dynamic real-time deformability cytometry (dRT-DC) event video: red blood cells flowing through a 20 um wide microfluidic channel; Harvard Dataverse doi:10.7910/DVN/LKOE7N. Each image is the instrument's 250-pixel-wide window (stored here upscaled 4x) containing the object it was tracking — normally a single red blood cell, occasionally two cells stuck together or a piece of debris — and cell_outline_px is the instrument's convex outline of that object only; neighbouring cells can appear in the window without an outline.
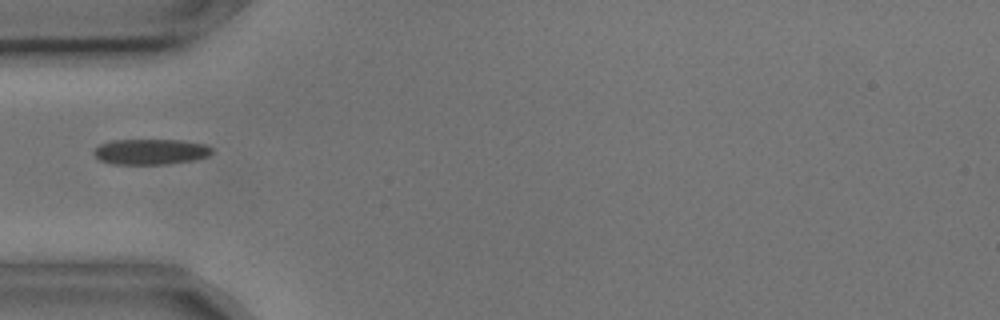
{"species": "common noctule bat (a hibernating species)", "species_latin": "Nyctalus noctula", "temperature_condition": "cold", "stored_images_in_passage": 5, "camera_frame_rate_fps": 3000, "um_per_image_px": 0.085, "animal": {"sex": "male", "body_mass_g": 17.9, "forearm_length_mm": 54.2}, "frame": {"image": 1, "passage_image": 5, "time_ms": 1.333, "image_size_px": [1000, 320], "cell_outline_px": [[212, 152], [208, 156], [192, 160], [168, 164], [112, 164], [100, 160], [92, 152], [100, 144], [112, 140], [184, 140], [204, 144], [212, 148]], "centroid_in_image_um": [12.8, 12.89], "position_along_channel_um": 72.2, "area_um2": 17.57}}